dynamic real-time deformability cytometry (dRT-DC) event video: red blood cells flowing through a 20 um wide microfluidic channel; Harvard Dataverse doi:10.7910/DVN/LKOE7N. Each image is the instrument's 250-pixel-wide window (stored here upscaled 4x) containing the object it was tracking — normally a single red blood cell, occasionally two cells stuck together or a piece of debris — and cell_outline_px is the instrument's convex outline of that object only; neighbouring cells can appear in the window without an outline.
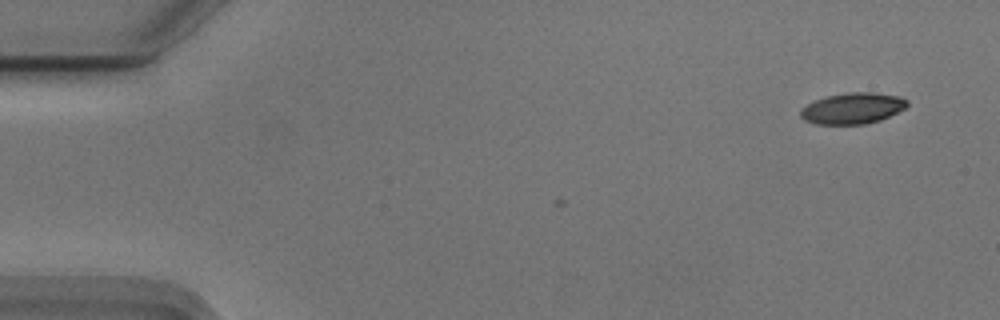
{"species": "Egyptian fruit bat (a non-hibernating species)", "species_latin": "Rousettus aegyptiacus", "temperature_condition": "cold", "stored_images_in_passage": 6, "camera_frame_rate_fps": 3000, "um_per_image_px": 0.085, "animal": {"sex": "male"}, "frame": {"image": 1, "passage_image": 1, "time_ms": 0.0, "image_size_px": [1000, 320], "cell_outline_px": [[908, 104], [904, 108], [880, 120], [864, 124], [816, 124], [804, 120], [800, 116], [800, 108], [816, 100], [828, 96], [848, 92], [872, 92], [900, 96], [908, 100]], "centroid_in_image_um": [72.46, 9.2], "position_along_channel_um": 12.5, "area_um2": 19.19}}